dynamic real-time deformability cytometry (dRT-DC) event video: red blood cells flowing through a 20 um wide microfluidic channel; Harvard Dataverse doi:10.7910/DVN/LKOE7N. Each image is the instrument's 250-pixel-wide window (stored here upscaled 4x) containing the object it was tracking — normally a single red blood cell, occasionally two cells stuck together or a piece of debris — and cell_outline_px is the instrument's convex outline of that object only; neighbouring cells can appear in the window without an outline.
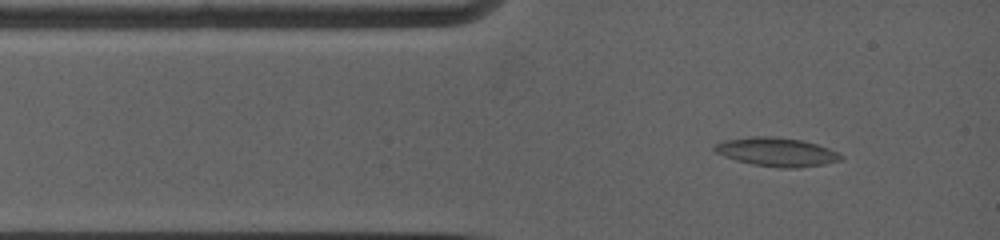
{"species": "common noctule bat (a hibernating species)", "species_latin": "Nyctalus noctula", "temperature_condition": "warm", "stored_images_in_passage": 69, "camera_frame_rate_fps": 5000, "um_per_image_px": 0.085, "animal": {"sex": "female", "body_mass_g": 19.0, "forearm_length_mm": 53.3}, "frame": {"image": 1, "passage_image": 4, "time_ms": 0.8, "image_size_px": [1000, 240], "cell_outline_px": [[844, 156], [840, 160], [824, 164], [796, 168], [780, 168], [752, 164], [736, 160], [724, 156], [716, 152], [712, 148], [716, 144], [724, 140], [752, 136], [768, 136], [804, 140], [828, 148]], "centroid_in_image_um": [66.0, 12.91], "position_along_channel_um": 19.0, "area_um2": 21.04}}
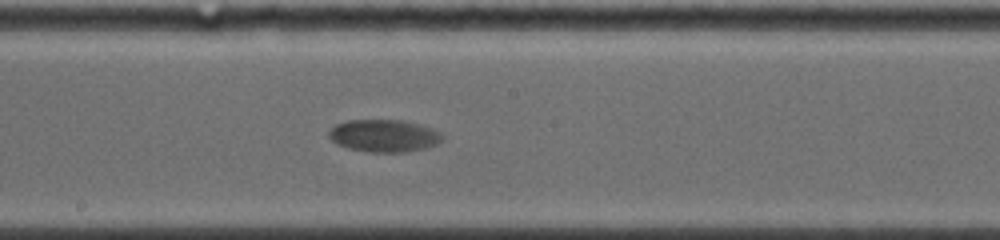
{"frame": {"image": 2, "passage_image": 27, "time_ms": 6.8, "image_size_px": [1000, 240], "cell_outline_px": [[444, 140], [436, 144], [424, 148], [408, 152], [372, 152], [348, 148], [336, 144], [328, 136], [328, 132], [336, 124], [348, 120], [400, 120], [420, 124], [432, 128], [440, 132], [444, 136]], "centroid_in_image_um": [32.66, 11.54], "position_along_channel_um": 215.5, "area_um2": 21.5}}
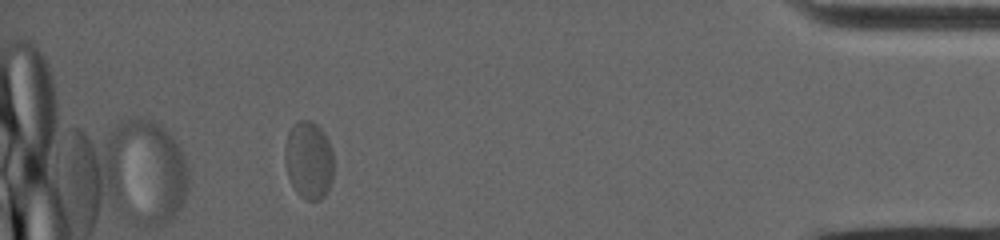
{"frame": {"image": 3, "passage_image": 55, "time_ms": 14.0, "image_size_px": [1000, 240], "cell_outline_px": [[332, 180], [328, 192], [320, 200], [308, 200], [300, 196], [296, 192], [288, 176], [284, 164], [284, 148], [288, 132], [296, 120], [312, 120], [324, 132], [328, 140], [332, 152]], "centroid_in_image_um": [26.22, 13.6], "position_along_channel_um": 409.0, "area_um2": 22.37}, "authors_computed_cell_mechanics": {"area_um2": 21.386, "velocity_mm_per_s": 3.6224, "shape_relaxation_time_tau1_ms": 4.1295, "shape_relaxation_time_tau2_ms": null, "deformation_change_tau1": 0.1081, "deformation_change_tau2": null}}